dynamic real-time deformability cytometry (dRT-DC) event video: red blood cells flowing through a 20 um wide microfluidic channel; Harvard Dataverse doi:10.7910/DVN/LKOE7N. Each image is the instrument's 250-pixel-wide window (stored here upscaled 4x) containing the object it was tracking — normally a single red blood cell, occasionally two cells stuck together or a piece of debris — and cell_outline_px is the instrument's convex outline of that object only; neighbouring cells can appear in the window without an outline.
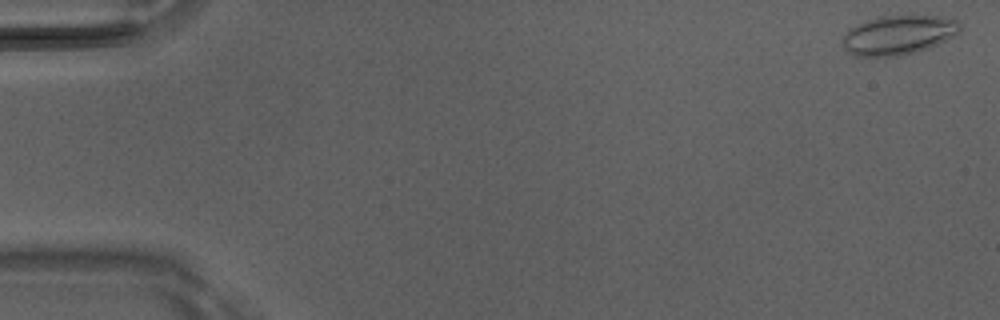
{"species": "Egyptian fruit bat (a non-hibernating species)", "species_latin": "Rousettus aegyptiacus", "temperature_condition": "room temperature", "stored_images_in_passage": 3, "camera_frame_rate_fps": 3000, "um_per_image_px": 0.085, "animal": {"sex": "male"}, "frame": {"image": 1, "passage_image": 1, "time_ms": 0.0, "image_size_px": [1000, 320], "cell_outline_px": [[960, 28], [956, 36], [928, 48], [916, 52], [896, 56], [852, 56], [844, 48], [840, 40], [848, 28], [856, 24], [880, 16], [940, 16], [956, 20], [960, 24]], "centroid_in_image_um": [76.32, 2.98], "position_along_channel_um": 8.7, "area_um2": 27.05}}